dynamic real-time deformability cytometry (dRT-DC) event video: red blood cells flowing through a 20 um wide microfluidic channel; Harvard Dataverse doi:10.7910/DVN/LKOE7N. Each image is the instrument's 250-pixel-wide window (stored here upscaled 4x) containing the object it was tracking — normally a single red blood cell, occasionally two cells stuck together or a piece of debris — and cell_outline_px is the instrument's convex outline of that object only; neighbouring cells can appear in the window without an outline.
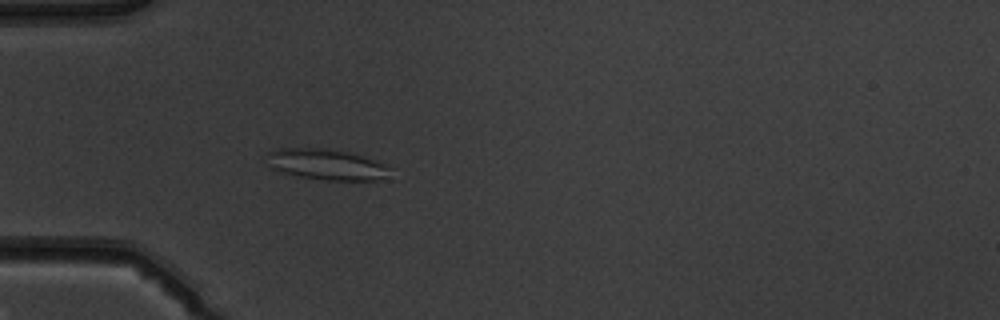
{"species": "common noctule bat (a hibernating species)", "species_latin": "Nyctalus noctula", "temperature_condition": "warm", "stored_images_in_passage": 4, "camera_frame_rate_fps": 3000, "um_per_image_px": 0.085, "animal": {"sex": "male", "body_mass_g": 19.5, "forearm_length_mm": 54.6}, "frame": {"image": 1, "passage_image": 4, "time_ms": 3.667, "image_size_px": [1000, 320], "cell_outline_px": [[388, 168], [380, 176], [372, 180], [328, 180], [300, 176], [284, 172], [272, 168], [268, 164], [268, 152], [276, 148], [332, 148], [364, 156], [384, 164]], "centroid_in_image_um": [27.64, 13.94], "position_along_channel_um": 57.4, "area_um2": 21.5}}